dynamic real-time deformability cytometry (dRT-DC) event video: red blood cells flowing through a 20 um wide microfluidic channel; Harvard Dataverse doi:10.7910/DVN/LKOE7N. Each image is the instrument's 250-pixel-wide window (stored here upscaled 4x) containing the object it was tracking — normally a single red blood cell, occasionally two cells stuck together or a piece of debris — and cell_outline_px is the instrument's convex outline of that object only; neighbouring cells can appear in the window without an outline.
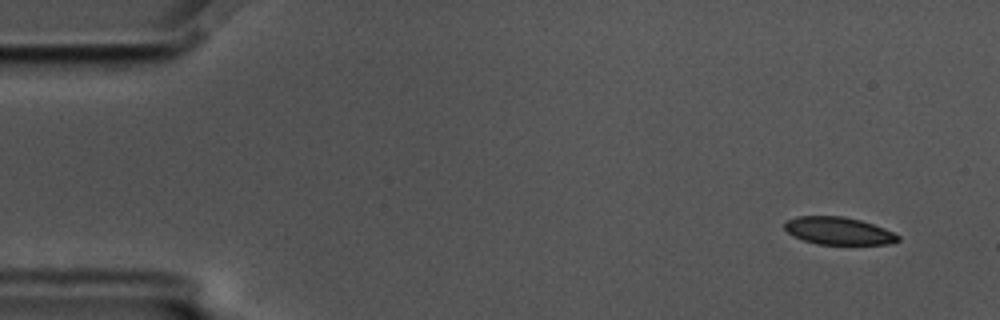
{"species": "common noctule bat (a hibernating species)", "species_latin": "Nyctalus noctula", "temperature_condition": "cold", "stored_images_in_passage": 14, "camera_frame_rate_fps": 3000, "um_per_image_px": 0.085, "animal": {"sex": "male", "body_mass_g": 17.5, "forearm_length_mm": 52.3}, "frame": {"image": 1, "passage_image": 3, "time_ms": 0.667, "image_size_px": [1000, 320], "cell_outline_px": [[900, 240], [892, 244], [816, 244], [792, 236], [784, 228], [784, 224], [788, 220], [796, 216], [844, 216], [860, 220], [884, 228], [900, 236]], "centroid_in_image_um": [71.27, 19.62], "position_along_channel_um": 13.7, "area_um2": 18.21}}